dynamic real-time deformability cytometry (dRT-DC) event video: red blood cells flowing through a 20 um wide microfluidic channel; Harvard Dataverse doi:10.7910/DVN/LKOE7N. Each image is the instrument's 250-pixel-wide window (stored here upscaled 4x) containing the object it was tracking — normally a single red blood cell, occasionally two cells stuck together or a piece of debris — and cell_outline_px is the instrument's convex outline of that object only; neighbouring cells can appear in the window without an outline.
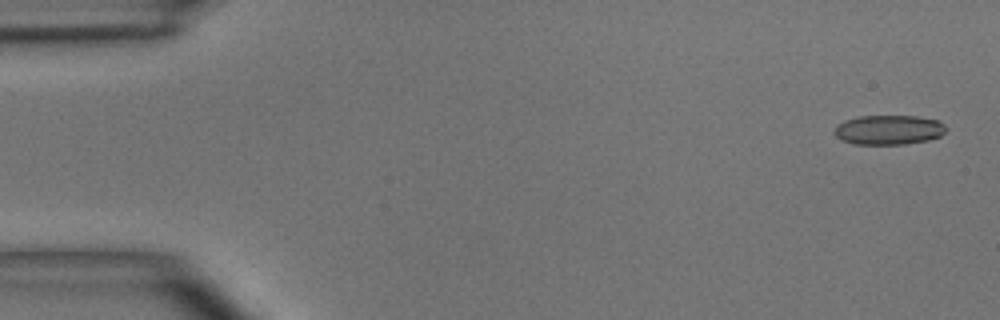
{"species": "common noctule bat (a hibernating species)", "species_latin": "Nyctalus noctula", "temperature_condition": "room temperature", "stored_images_in_passage": 5, "camera_frame_rate_fps": 3000, "um_per_image_px": 0.085, "animal": {"sex": "male", "body_mass_g": 15.6}, "frame": {"image": 1, "passage_image": 1, "time_ms": 0.0, "image_size_px": [1000, 320], "cell_outline_px": [[948, 128], [940, 136], [928, 140], [904, 144], [856, 144], [840, 140], [832, 132], [836, 124], [844, 120], [860, 116], [916, 116], [936, 120], [944, 124]], "centroid_in_image_um": [75.5, 11.03], "position_along_channel_um": 9.5, "area_um2": 19.36}}